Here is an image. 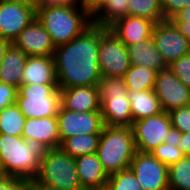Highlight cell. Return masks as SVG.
<instances>
[{"mask_svg": "<svg viewBox=\"0 0 190 190\" xmlns=\"http://www.w3.org/2000/svg\"><path fill=\"white\" fill-rule=\"evenodd\" d=\"M99 25L91 24L78 37L56 47L55 73L58 88L98 85Z\"/></svg>", "mask_w": 190, "mask_h": 190, "instance_id": "1", "label": "cell"}, {"mask_svg": "<svg viewBox=\"0 0 190 190\" xmlns=\"http://www.w3.org/2000/svg\"><path fill=\"white\" fill-rule=\"evenodd\" d=\"M43 149L22 136L0 133V172L4 176L35 179L39 173Z\"/></svg>", "mask_w": 190, "mask_h": 190, "instance_id": "2", "label": "cell"}, {"mask_svg": "<svg viewBox=\"0 0 190 190\" xmlns=\"http://www.w3.org/2000/svg\"><path fill=\"white\" fill-rule=\"evenodd\" d=\"M36 19L49 33L55 48L78 37L92 24V17L80 5L38 8Z\"/></svg>", "mask_w": 190, "mask_h": 190, "instance_id": "3", "label": "cell"}, {"mask_svg": "<svg viewBox=\"0 0 190 190\" xmlns=\"http://www.w3.org/2000/svg\"><path fill=\"white\" fill-rule=\"evenodd\" d=\"M135 153L136 146L131 127L104 125L97 155L108 176L128 169Z\"/></svg>", "mask_w": 190, "mask_h": 190, "instance_id": "4", "label": "cell"}, {"mask_svg": "<svg viewBox=\"0 0 190 190\" xmlns=\"http://www.w3.org/2000/svg\"><path fill=\"white\" fill-rule=\"evenodd\" d=\"M36 179L60 190H84L79 181L75 159L60 148L43 151Z\"/></svg>", "mask_w": 190, "mask_h": 190, "instance_id": "5", "label": "cell"}, {"mask_svg": "<svg viewBox=\"0 0 190 190\" xmlns=\"http://www.w3.org/2000/svg\"><path fill=\"white\" fill-rule=\"evenodd\" d=\"M16 104L26 118L57 116L61 106L58 84H25L18 88Z\"/></svg>", "mask_w": 190, "mask_h": 190, "instance_id": "6", "label": "cell"}, {"mask_svg": "<svg viewBox=\"0 0 190 190\" xmlns=\"http://www.w3.org/2000/svg\"><path fill=\"white\" fill-rule=\"evenodd\" d=\"M98 64L103 77H121L130 68L127 46L108 28L99 25Z\"/></svg>", "mask_w": 190, "mask_h": 190, "instance_id": "7", "label": "cell"}, {"mask_svg": "<svg viewBox=\"0 0 190 190\" xmlns=\"http://www.w3.org/2000/svg\"><path fill=\"white\" fill-rule=\"evenodd\" d=\"M131 128L136 151L150 153L165 142L172 124L168 112L162 111L157 115L134 121Z\"/></svg>", "mask_w": 190, "mask_h": 190, "instance_id": "8", "label": "cell"}, {"mask_svg": "<svg viewBox=\"0 0 190 190\" xmlns=\"http://www.w3.org/2000/svg\"><path fill=\"white\" fill-rule=\"evenodd\" d=\"M56 117L60 143L71 136L101 134L104 127L101 111L76 112L61 105Z\"/></svg>", "mask_w": 190, "mask_h": 190, "instance_id": "9", "label": "cell"}, {"mask_svg": "<svg viewBox=\"0 0 190 190\" xmlns=\"http://www.w3.org/2000/svg\"><path fill=\"white\" fill-rule=\"evenodd\" d=\"M129 168L143 190H169L168 166L151 153L136 151Z\"/></svg>", "mask_w": 190, "mask_h": 190, "instance_id": "10", "label": "cell"}, {"mask_svg": "<svg viewBox=\"0 0 190 190\" xmlns=\"http://www.w3.org/2000/svg\"><path fill=\"white\" fill-rule=\"evenodd\" d=\"M152 37L167 65L190 53V41L179 32L171 20L155 23Z\"/></svg>", "mask_w": 190, "mask_h": 190, "instance_id": "11", "label": "cell"}, {"mask_svg": "<svg viewBox=\"0 0 190 190\" xmlns=\"http://www.w3.org/2000/svg\"><path fill=\"white\" fill-rule=\"evenodd\" d=\"M154 91L165 112L190 105V88L169 67L157 72Z\"/></svg>", "mask_w": 190, "mask_h": 190, "instance_id": "12", "label": "cell"}, {"mask_svg": "<svg viewBox=\"0 0 190 190\" xmlns=\"http://www.w3.org/2000/svg\"><path fill=\"white\" fill-rule=\"evenodd\" d=\"M36 18V10L24 4L0 0V36L11 43Z\"/></svg>", "mask_w": 190, "mask_h": 190, "instance_id": "13", "label": "cell"}, {"mask_svg": "<svg viewBox=\"0 0 190 190\" xmlns=\"http://www.w3.org/2000/svg\"><path fill=\"white\" fill-rule=\"evenodd\" d=\"M22 137L43 150L59 148L57 117L26 118Z\"/></svg>", "mask_w": 190, "mask_h": 190, "instance_id": "14", "label": "cell"}, {"mask_svg": "<svg viewBox=\"0 0 190 190\" xmlns=\"http://www.w3.org/2000/svg\"><path fill=\"white\" fill-rule=\"evenodd\" d=\"M13 44L27 56H53L56 49L49 33L36 18L21 31Z\"/></svg>", "mask_w": 190, "mask_h": 190, "instance_id": "15", "label": "cell"}, {"mask_svg": "<svg viewBox=\"0 0 190 190\" xmlns=\"http://www.w3.org/2000/svg\"><path fill=\"white\" fill-rule=\"evenodd\" d=\"M155 22L138 16H124L115 20L108 28L126 45L152 37Z\"/></svg>", "mask_w": 190, "mask_h": 190, "instance_id": "16", "label": "cell"}, {"mask_svg": "<svg viewBox=\"0 0 190 190\" xmlns=\"http://www.w3.org/2000/svg\"><path fill=\"white\" fill-rule=\"evenodd\" d=\"M61 105L76 112L101 111L97 85L60 89Z\"/></svg>", "mask_w": 190, "mask_h": 190, "instance_id": "17", "label": "cell"}, {"mask_svg": "<svg viewBox=\"0 0 190 190\" xmlns=\"http://www.w3.org/2000/svg\"><path fill=\"white\" fill-rule=\"evenodd\" d=\"M75 159L77 174L84 190H103L108 174L105 172L97 153L78 156Z\"/></svg>", "mask_w": 190, "mask_h": 190, "instance_id": "18", "label": "cell"}, {"mask_svg": "<svg viewBox=\"0 0 190 190\" xmlns=\"http://www.w3.org/2000/svg\"><path fill=\"white\" fill-rule=\"evenodd\" d=\"M57 84L53 56H28L22 72L21 85Z\"/></svg>", "mask_w": 190, "mask_h": 190, "instance_id": "19", "label": "cell"}, {"mask_svg": "<svg viewBox=\"0 0 190 190\" xmlns=\"http://www.w3.org/2000/svg\"><path fill=\"white\" fill-rule=\"evenodd\" d=\"M100 110L106 126L131 127L133 124L128 94L107 96L101 102Z\"/></svg>", "mask_w": 190, "mask_h": 190, "instance_id": "20", "label": "cell"}, {"mask_svg": "<svg viewBox=\"0 0 190 190\" xmlns=\"http://www.w3.org/2000/svg\"><path fill=\"white\" fill-rule=\"evenodd\" d=\"M127 51L132 66H145L158 72L168 67L157 49L153 37L127 46Z\"/></svg>", "mask_w": 190, "mask_h": 190, "instance_id": "21", "label": "cell"}, {"mask_svg": "<svg viewBox=\"0 0 190 190\" xmlns=\"http://www.w3.org/2000/svg\"><path fill=\"white\" fill-rule=\"evenodd\" d=\"M27 57L22 50L11 43L0 65V81L19 88Z\"/></svg>", "mask_w": 190, "mask_h": 190, "instance_id": "22", "label": "cell"}, {"mask_svg": "<svg viewBox=\"0 0 190 190\" xmlns=\"http://www.w3.org/2000/svg\"><path fill=\"white\" fill-rule=\"evenodd\" d=\"M133 122L157 115L163 110L154 89L128 91Z\"/></svg>", "mask_w": 190, "mask_h": 190, "instance_id": "23", "label": "cell"}, {"mask_svg": "<svg viewBox=\"0 0 190 190\" xmlns=\"http://www.w3.org/2000/svg\"><path fill=\"white\" fill-rule=\"evenodd\" d=\"M100 134H85L64 139L59 148L70 157L97 153Z\"/></svg>", "mask_w": 190, "mask_h": 190, "instance_id": "24", "label": "cell"}, {"mask_svg": "<svg viewBox=\"0 0 190 190\" xmlns=\"http://www.w3.org/2000/svg\"><path fill=\"white\" fill-rule=\"evenodd\" d=\"M157 72L145 66H130L123 79L128 91L154 89Z\"/></svg>", "mask_w": 190, "mask_h": 190, "instance_id": "25", "label": "cell"}, {"mask_svg": "<svg viewBox=\"0 0 190 190\" xmlns=\"http://www.w3.org/2000/svg\"><path fill=\"white\" fill-rule=\"evenodd\" d=\"M129 0H106L92 17V24L108 27L118 18L128 15Z\"/></svg>", "mask_w": 190, "mask_h": 190, "instance_id": "26", "label": "cell"}, {"mask_svg": "<svg viewBox=\"0 0 190 190\" xmlns=\"http://www.w3.org/2000/svg\"><path fill=\"white\" fill-rule=\"evenodd\" d=\"M26 117L16 103L0 111V133L11 136H22Z\"/></svg>", "mask_w": 190, "mask_h": 190, "instance_id": "27", "label": "cell"}, {"mask_svg": "<svg viewBox=\"0 0 190 190\" xmlns=\"http://www.w3.org/2000/svg\"><path fill=\"white\" fill-rule=\"evenodd\" d=\"M169 190H190V157L168 166Z\"/></svg>", "mask_w": 190, "mask_h": 190, "instance_id": "28", "label": "cell"}, {"mask_svg": "<svg viewBox=\"0 0 190 190\" xmlns=\"http://www.w3.org/2000/svg\"><path fill=\"white\" fill-rule=\"evenodd\" d=\"M128 15L138 16L154 21L155 23L165 20L161 0H129Z\"/></svg>", "mask_w": 190, "mask_h": 190, "instance_id": "29", "label": "cell"}, {"mask_svg": "<svg viewBox=\"0 0 190 190\" xmlns=\"http://www.w3.org/2000/svg\"><path fill=\"white\" fill-rule=\"evenodd\" d=\"M105 190H143L130 168L109 176Z\"/></svg>", "mask_w": 190, "mask_h": 190, "instance_id": "30", "label": "cell"}, {"mask_svg": "<svg viewBox=\"0 0 190 190\" xmlns=\"http://www.w3.org/2000/svg\"><path fill=\"white\" fill-rule=\"evenodd\" d=\"M98 92L100 103L107 96H117L128 94L127 86L121 77H101L98 82Z\"/></svg>", "mask_w": 190, "mask_h": 190, "instance_id": "31", "label": "cell"}, {"mask_svg": "<svg viewBox=\"0 0 190 190\" xmlns=\"http://www.w3.org/2000/svg\"><path fill=\"white\" fill-rule=\"evenodd\" d=\"M150 153L160 162L167 166H170L171 164L178 162L185 156L179 147H174L165 142L158 145Z\"/></svg>", "mask_w": 190, "mask_h": 190, "instance_id": "32", "label": "cell"}, {"mask_svg": "<svg viewBox=\"0 0 190 190\" xmlns=\"http://www.w3.org/2000/svg\"><path fill=\"white\" fill-rule=\"evenodd\" d=\"M168 114L173 128L181 133L190 132V105L172 109Z\"/></svg>", "mask_w": 190, "mask_h": 190, "instance_id": "33", "label": "cell"}, {"mask_svg": "<svg viewBox=\"0 0 190 190\" xmlns=\"http://www.w3.org/2000/svg\"><path fill=\"white\" fill-rule=\"evenodd\" d=\"M168 67L185 86L190 88V53L174 60Z\"/></svg>", "mask_w": 190, "mask_h": 190, "instance_id": "34", "label": "cell"}, {"mask_svg": "<svg viewBox=\"0 0 190 190\" xmlns=\"http://www.w3.org/2000/svg\"><path fill=\"white\" fill-rule=\"evenodd\" d=\"M161 8L165 20H170L182 9L190 8V0H161Z\"/></svg>", "mask_w": 190, "mask_h": 190, "instance_id": "35", "label": "cell"}, {"mask_svg": "<svg viewBox=\"0 0 190 190\" xmlns=\"http://www.w3.org/2000/svg\"><path fill=\"white\" fill-rule=\"evenodd\" d=\"M18 88L0 81V111L16 103Z\"/></svg>", "mask_w": 190, "mask_h": 190, "instance_id": "36", "label": "cell"}, {"mask_svg": "<svg viewBox=\"0 0 190 190\" xmlns=\"http://www.w3.org/2000/svg\"><path fill=\"white\" fill-rule=\"evenodd\" d=\"M28 181L12 176H0V190H26Z\"/></svg>", "mask_w": 190, "mask_h": 190, "instance_id": "37", "label": "cell"}, {"mask_svg": "<svg viewBox=\"0 0 190 190\" xmlns=\"http://www.w3.org/2000/svg\"><path fill=\"white\" fill-rule=\"evenodd\" d=\"M106 0H79V5L93 17L104 5Z\"/></svg>", "mask_w": 190, "mask_h": 190, "instance_id": "38", "label": "cell"}, {"mask_svg": "<svg viewBox=\"0 0 190 190\" xmlns=\"http://www.w3.org/2000/svg\"><path fill=\"white\" fill-rule=\"evenodd\" d=\"M79 5L78 0H37L36 9L47 6Z\"/></svg>", "mask_w": 190, "mask_h": 190, "instance_id": "39", "label": "cell"}, {"mask_svg": "<svg viewBox=\"0 0 190 190\" xmlns=\"http://www.w3.org/2000/svg\"><path fill=\"white\" fill-rule=\"evenodd\" d=\"M181 138H182V133L178 129L172 127L165 138V143L170 144L174 147H178Z\"/></svg>", "mask_w": 190, "mask_h": 190, "instance_id": "40", "label": "cell"}, {"mask_svg": "<svg viewBox=\"0 0 190 190\" xmlns=\"http://www.w3.org/2000/svg\"><path fill=\"white\" fill-rule=\"evenodd\" d=\"M178 147L184 153L185 156L190 157V132L182 133V138Z\"/></svg>", "mask_w": 190, "mask_h": 190, "instance_id": "41", "label": "cell"}, {"mask_svg": "<svg viewBox=\"0 0 190 190\" xmlns=\"http://www.w3.org/2000/svg\"><path fill=\"white\" fill-rule=\"evenodd\" d=\"M172 22H188L190 23V8L182 9L171 19Z\"/></svg>", "mask_w": 190, "mask_h": 190, "instance_id": "42", "label": "cell"}, {"mask_svg": "<svg viewBox=\"0 0 190 190\" xmlns=\"http://www.w3.org/2000/svg\"><path fill=\"white\" fill-rule=\"evenodd\" d=\"M28 188L30 190H60L55 187L40 183L36 178L28 181Z\"/></svg>", "mask_w": 190, "mask_h": 190, "instance_id": "43", "label": "cell"}, {"mask_svg": "<svg viewBox=\"0 0 190 190\" xmlns=\"http://www.w3.org/2000/svg\"><path fill=\"white\" fill-rule=\"evenodd\" d=\"M179 32L190 41V23L188 22H173Z\"/></svg>", "mask_w": 190, "mask_h": 190, "instance_id": "44", "label": "cell"}, {"mask_svg": "<svg viewBox=\"0 0 190 190\" xmlns=\"http://www.w3.org/2000/svg\"><path fill=\"white\" fill-rule=\"evenodd\" d=\"M10 45H11V42L8 39L2 38L0 36V65L4 58L5 52Z\"/></svg>", "mask_w": 190, "mask_h": 190, "instance_id": "45", "label": "cell"}, {"mask_svg": "<svg viewBox=\"0 0 190 190\" xmlns=\"http://www.w3.org/2000/svg\"><path fill=\"white\" fill-rule=\"evenodd\" d=\"M8 1H12V2H16V3L24 4V5H27V6H29V7H32L33 9L36 10V3H37V0H8Z\"/></svg>", "mask_w": 190, "mask_h": 190, "instance_id": "46", "label": "cell"}]
</instances>
